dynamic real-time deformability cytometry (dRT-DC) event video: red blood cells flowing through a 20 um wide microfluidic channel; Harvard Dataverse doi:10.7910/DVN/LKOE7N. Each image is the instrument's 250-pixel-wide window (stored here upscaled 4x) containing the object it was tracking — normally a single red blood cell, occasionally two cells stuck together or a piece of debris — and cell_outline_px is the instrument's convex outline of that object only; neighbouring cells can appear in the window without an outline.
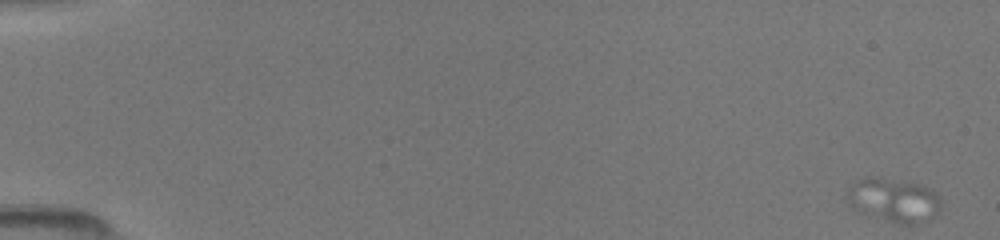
{"species": "common noctule bat (a hibernating species)", "species_latin": "Nyctalus noctula", "temperature_condition": "room temperature", "stored_images_in_passage": 41, "segment_of_instrument_passage": [1, 2], "camera_frame_rate_fps": 3000, "um_per_image_px": 0.085, "animal": {"sex": "female", "body_mass_g": 19.5, "forearm_length_mm": 54.1}, "frame": {"image": 1, "passage_image": 1, "time_ms": 0.0, "image_size_px": [1000, 240], "cell_outline_px": [[940, 208], [936, 216], [928, 220], [916, 224], [900, 224], [868, 216], [856, 212], [848, 204], [848, 184], [868, 176], [876, 176], [920, 184], [928, 188], [940, 200]], "centroid_in_image_um": [75.9, 17.02], "position_along_channel_um": 9.1, "area_um2": 24.33}}
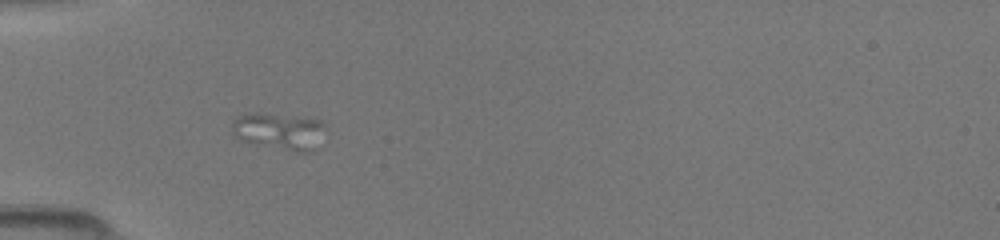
{"frame": {"image": 2, "passage_image": 18, "time_ms": 5.667, "image_size_px": [1000, 240], "cell_outline_px": [[324, 124], [312, 152], [296, 152], [240, 140], [232, 132], [232, 120], [236, 116], [256, 112], [320, 120]], "centroid_in_image_um": [23.64, 11.14], "position_along_channel_um": 61.4, "area_um2": 19.42}}